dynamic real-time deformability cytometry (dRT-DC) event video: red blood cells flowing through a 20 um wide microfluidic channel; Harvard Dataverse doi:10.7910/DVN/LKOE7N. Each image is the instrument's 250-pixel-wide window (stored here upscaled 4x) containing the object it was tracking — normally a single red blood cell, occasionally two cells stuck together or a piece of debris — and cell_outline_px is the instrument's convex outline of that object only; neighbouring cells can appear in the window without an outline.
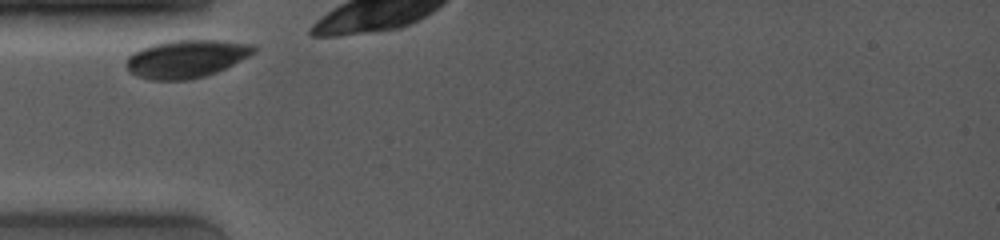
{"species": "common noctule bat (a hibernating species)", "species_latin": "Nyctalus noctula", "temperature_condition": "room temperature", "stored_images_in_passage": 5, "camera_frame_rate_fps": 4000, "um_per_image_px": 0.085, "animal": {"sex": "female", "body_mass_g": 19.0, "forearm_length_mm": 53.3}, "frame": {"image": 1, "passage_image": 1, "time_ms": 0.0, "image_size_px": [1000, 240], "cell_outline_px": [[260, 48], [256, 52], [216, 72], [204, 76], [188, 80], [148, 80], [136, 76], [128, 72], [128, 56], [132, 52], [140, 48], [152, 44], [172, 40], [216, 40], [256, 44]], "centroid_in_image_um": [15.84, 4.99], "position_along_channel_um": 69.2, "area_um2": 28.26}}